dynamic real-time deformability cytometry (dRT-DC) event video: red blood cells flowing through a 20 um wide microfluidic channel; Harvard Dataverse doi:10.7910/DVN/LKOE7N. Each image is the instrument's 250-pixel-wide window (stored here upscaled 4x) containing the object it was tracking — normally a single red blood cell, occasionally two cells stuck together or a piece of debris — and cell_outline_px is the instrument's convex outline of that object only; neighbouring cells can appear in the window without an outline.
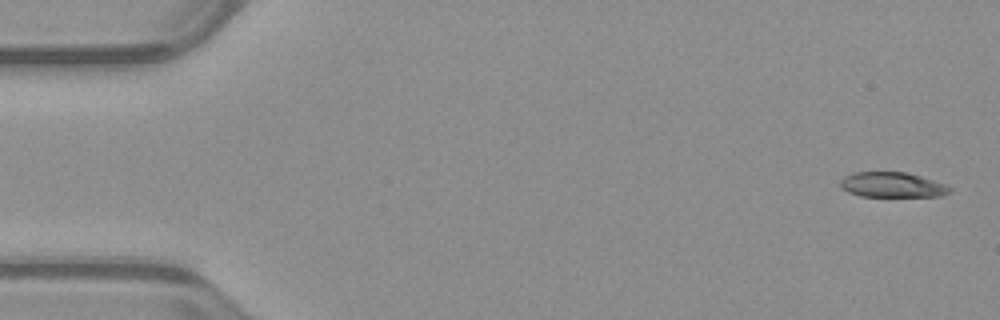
{"species": "common noctule bat (a hibernating species)", "species_latin": "Nyctalus noctula", "temperature_condition": "warm", "stored_images_in_passage": 51, "camera_frame_rate_fps": 3000, "um_per_image_px": 0.085, "animal": {"sex": "male", "body_mass_g": 23.1, "forearm_length_mm": 52.7}, "frame": {"image": 1, "passage_image": 1, "time_ms": 0.0, "image_size_px": [1000, 320], "cell_outline_px": [[952, 188], [948, 192], [940, 196], [860, 196], [848, 192], [840, 188], [840, 180], [844, 176], [856, 172], [908, 172], [944, 184]], "centroid_in_image_um": [75.79, 15.71], "position_along_channel_um": 9.2, "area_um2": 15.9}}
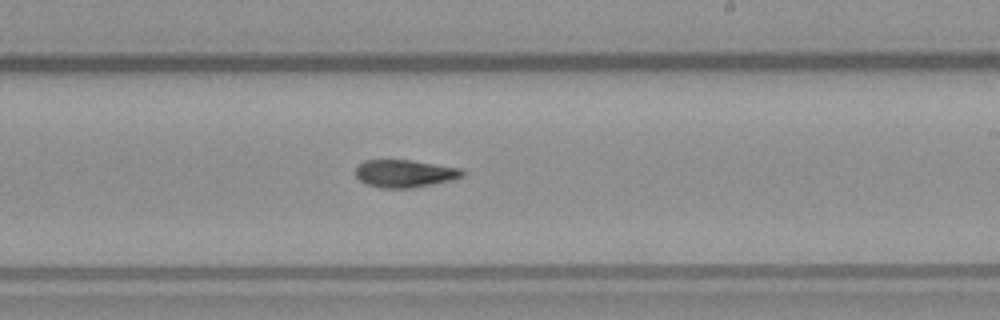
{"frame": {"image": 2, "passage_image": 30, "time_ms": 9.667, "image_size_px": [1000, 320], "cell_outline_px": [[464, 172], [460, 176], [452, 180], [412, 188], [384, 188], [368, 184], [360, 180], [356, 176], [356, 168], [364, 160], [412, 160], [460, 168]], "centroid_in_image_um": [34.39, 14.74], "position_along_channel_um": 254.6, "area_um2": 16.94}}
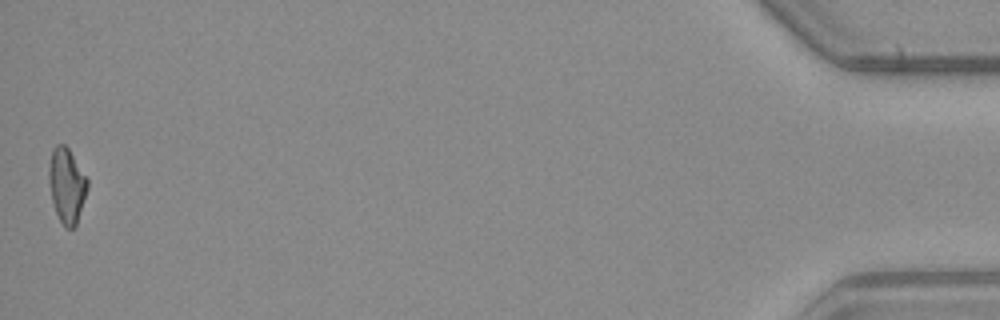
{"frame": {"image": 3, "passage_image": 51, "time_ms": 16.667, "image_size_px": [1000, 320], "cell_outline_px": [[88, 188], [76, 224], [72, 228], [64, 228], [56, 212], [52, 200], [48, 180], [48, 168], [52, 148], [56, 144], [64, 144], [68, 148], [88, 180]], "centroid_in_image_um": [5.65, 15.74], "position_along_channel_um": 429.5, "area_um2": 16.7}}